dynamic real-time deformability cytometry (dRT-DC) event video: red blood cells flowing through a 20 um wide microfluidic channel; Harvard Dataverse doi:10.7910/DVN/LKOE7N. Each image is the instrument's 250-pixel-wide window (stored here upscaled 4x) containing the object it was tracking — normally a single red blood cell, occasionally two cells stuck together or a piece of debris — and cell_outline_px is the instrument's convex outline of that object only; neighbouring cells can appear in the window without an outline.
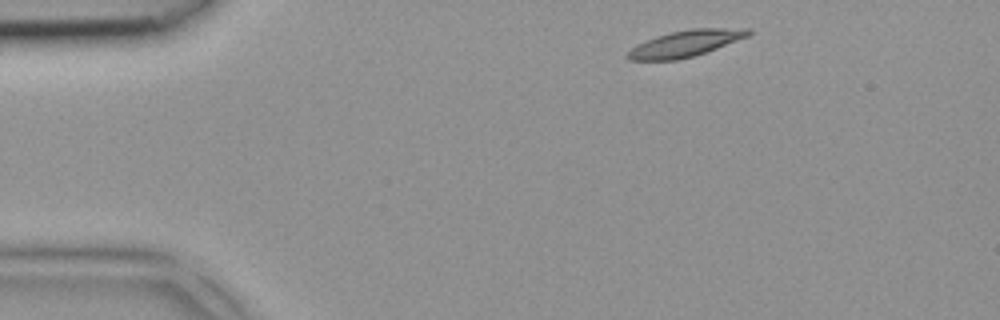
{"species": "common noctule bat (a hibernating species)", "species_latin": "Nyctalus noctula", "temperature_condition": "room temperature", "stored_images_in_passage": 2, "camera_frame_rate_fps": 3000, "um_per_image_px": 0.085, "animal": {"sex": "female", "body_mass_g": 18.4}, "frame": {"image": 1, "passage_image": 1, "time_ms": 0.0, "image_size_px": [1000, 320], "cell_outline_px": [[752, 32], [748, 36], [716, 48], [692, 56], [676, 60], [628, 60], [624, 56], [632, 48], [656, 36], [672, 32], [692, 28], [752, 28]], "centroid_in_image_um": [58.28, 3.69], "position_along_channel_um": 26.7, "area_um2": 18.21}}
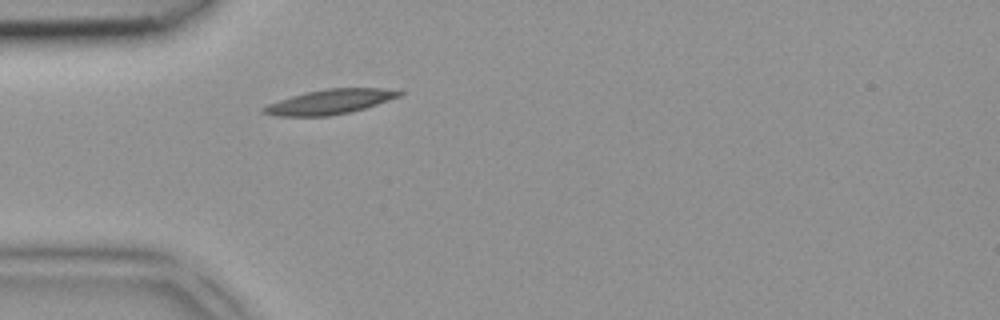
{"frame": {"image": 2, "passage_image": 2, "time_ms": 0.333, "image_size_px": [1000, 320], "cell_outline_px": [[404, 92], [400, 96], [352, 112], [328, 116], [276, 116], [260, 112], [260, 108], [268, 104], [292, 96], [324, 88], [380, 88]], "centroid_in_image_um": [27.99, 8.66], "position_along_channel_um": 57.0, "area_um2": 19.36}}